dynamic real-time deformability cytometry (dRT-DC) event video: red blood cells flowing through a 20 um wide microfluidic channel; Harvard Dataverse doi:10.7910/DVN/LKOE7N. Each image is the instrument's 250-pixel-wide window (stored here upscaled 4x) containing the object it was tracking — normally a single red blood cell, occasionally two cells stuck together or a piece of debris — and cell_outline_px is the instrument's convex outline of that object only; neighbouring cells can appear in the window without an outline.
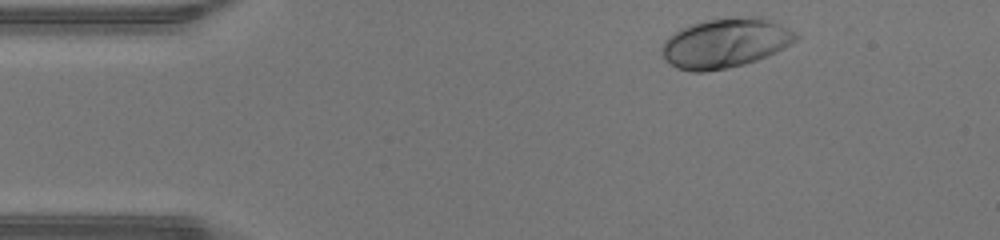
{"species": "human", "species_latin": "Homo sapiens", "temperature_condition": "warm", "stored_images_in_passage": 35, "camera_frame_rate_fps": 3000, "um_per_image_px": 0.085, "donor": {"sex": "male"}, "frame": {"image": 1, "passage_image": 1, "time_ms": 0.0, "image_size_px": [1000, 240], "cell_outline_px": [[800, 36], [796, 40], [784, 48], [776, 52], [756, 60], [744, 64], [728, 68], [704, 72], [692, 72], [676, 68], [660, 52], [660, 48], [664, 40], [668, 36], [692, 24], [708, 20], [752, 16], [760, 16], [772, 20], [796, 32]], "centroid_in_image_um": [61.67, 3.66], "position_along_channel_um": 23.3, "area_um2": 38.49}}
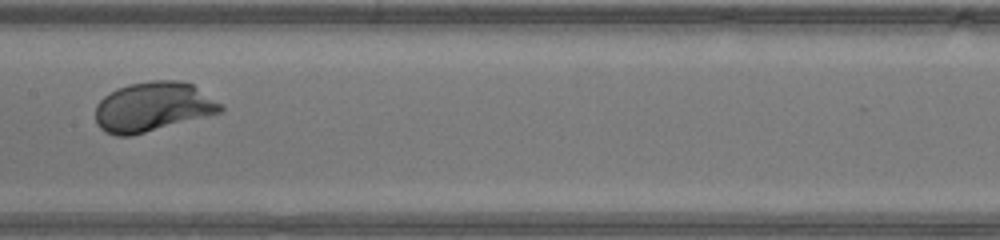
{"frame": {"image": 2, "passage_image": 18, "time_ms": 5.667, "image_size_px": [1000, 240], "cell_outline_px": [[224, 108], [220, 112], [144, 132], [128, 136], [116, 136], [104, 132], [96, 124], [96, 104], [104, 96], [128, 84], [152, 80], [180, 80], [192, 84], [224, 104]], "centroid_in_image_um": [12.99, 9.07], "position_along_channel_um": 194.4, "area_um2": 35.84}}
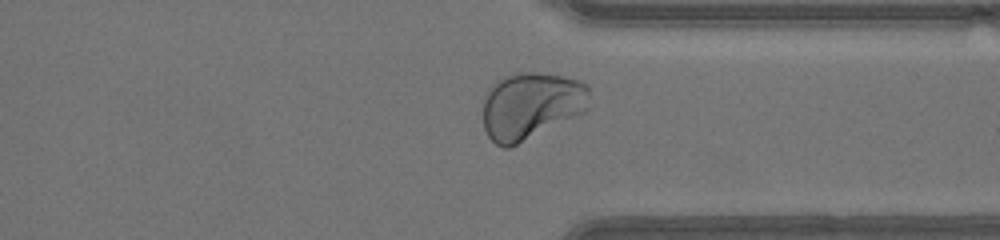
{"frame": {"image": 3, "passage_image": 30, "time_ms": 9.667, "image_size_px": [1000, 240], "cell_outline_px": [[588, 108], [584, 112], [508, 148], [504, 148], [496, 144], [488, 136], [484, 128], [484, 96], [492, 84], [504, 76], [512, 72], [540, 72], [580, 80], [588, 84]], "centroid_in_image_um": [45.12, 8.95], "position_along_channel_um": 366.3, "area_um2": 41.5}, "authors_computed_cell_mechanics": {"area_um2": 36.2984, "velocity_mm_per_s": 4.3366, "shape_relaxation_time_tau1_ms": 1.5117, "shape_relaxation_time_tau2_ms": null, "deformation_change_tau1": 0.1325, "deformation_change_tau2": null}}